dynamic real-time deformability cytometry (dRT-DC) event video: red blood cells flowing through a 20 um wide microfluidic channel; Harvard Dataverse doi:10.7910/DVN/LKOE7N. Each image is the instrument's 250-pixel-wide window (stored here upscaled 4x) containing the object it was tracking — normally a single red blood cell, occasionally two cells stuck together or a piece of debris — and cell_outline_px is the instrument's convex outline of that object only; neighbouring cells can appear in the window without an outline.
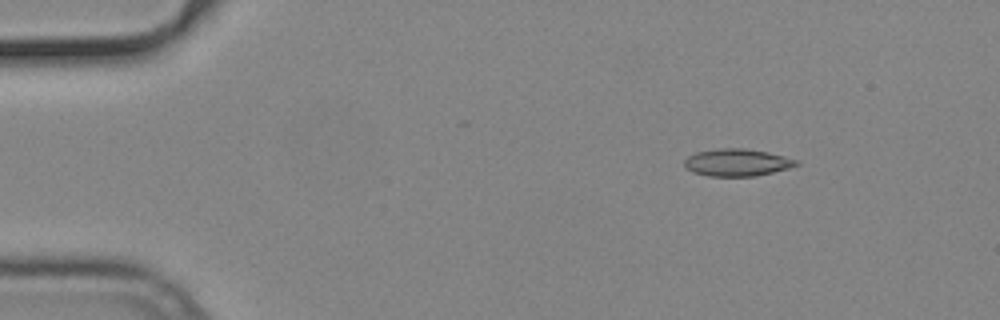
{"species": "common noctule bat (a hibernating species)", "species_latin": "Nyctalus noctula", "temperature_condition": "cold", "stored_images_in_passage": 55, "camera_frame_rate_fps": 3000, "um_per_image_px": 0.085, "animal": {"sex": "male", "body_mass_g": 19.2, "forearm_length_mm": 51.8}, "frame": {"image": 1, "passage_image": 8, "time_ms": 2.333, "image_size_px": [1000, 320], "cell_outline_px": [[800, 164], [788, 168], [756, 176], [708, 176], [692, 172], [684, 168], [684, 160], [688, 156], [696, 152], [720, 148], [744, 148], [768, 152], [800, 160]], "centroid_in_image_um": [62.64, 13.81], "position_along_channel_um": 22.4, "area_um2": 17.92}}
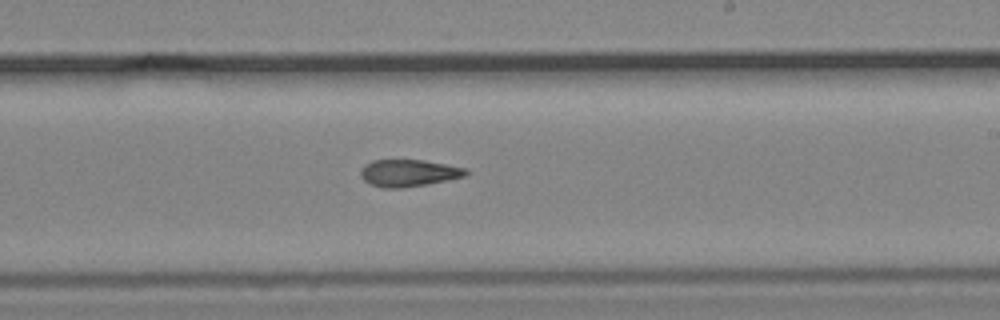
{"frame": {"image": 2, "passage_image": 33, "time_ms": 10.667, "image_size_px": [1000, 320], "cell_outline_px": [[468, 176], [428, 184], [400, 188], [384, 188], [368, 184], [360, 176], [360, 172], [364, 164], [372, 160], [424, 160], [468, 168]], "centroid_in_image_um": [34.75, 14.71], "position_along_channel_um": 254.3, "area_um2": 16.82}}
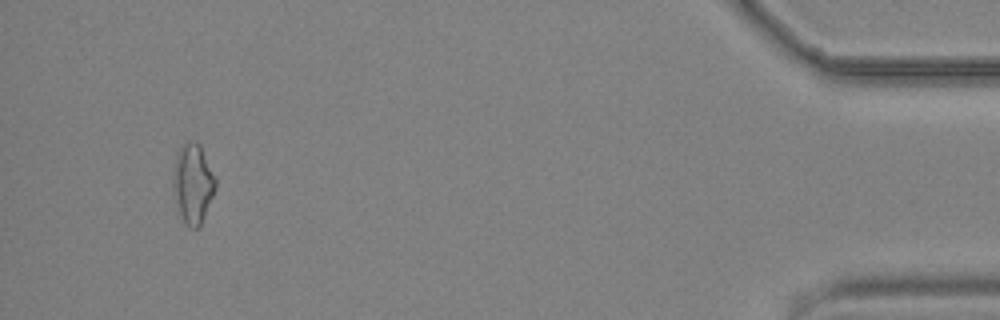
{"frame": {"image": 3, "passage_image": 52, "time_ms": 17.0, "image_size_px": [1000, 320], "cell_outline_px": [[216, 188], [200, 228], [188, 228], [184, 224], [176, 208], [172, 192], [172, 176], [176, 152], [184, 144], [192, 140], [200, 144], [216, 176]], "centroid_in_image_um": [16.38, 15.64], "position_along_channel_um": 418.8, "area_um2": 20.4}, "authors_computed_cell_mechanics": {"area_um2": 17.5134, "velocity_mm_per_s": 3.7652, "shape_relaxation_time_tau1_ms": null, "shape_relaxation_time_tau2_ms": 6.2058, "deformation_change_tau1": null, "deformation_change_tau2": 0.1557}}